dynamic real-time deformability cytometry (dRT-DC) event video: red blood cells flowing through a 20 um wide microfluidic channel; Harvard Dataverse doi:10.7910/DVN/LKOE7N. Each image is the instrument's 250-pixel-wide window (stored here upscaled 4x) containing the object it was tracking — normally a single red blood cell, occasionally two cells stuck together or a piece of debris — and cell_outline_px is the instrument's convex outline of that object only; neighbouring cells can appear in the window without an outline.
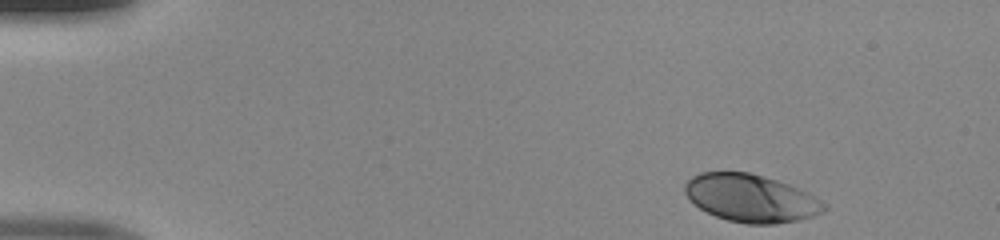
{"species": "human", "species_latin": "Homo sapiens", "temperature_condition": "room temperature", "stored_images_in_passage": 44, "camera_frame_rate_fps": 3000, "um_per_image_px": 0.085, "donor": {"sex": "male"}, "frame": {"image": 1, "passage_image": 1, "time_ms": 0.0, "image_size_px": [1000, 240], "cell_outline_px": [[828, 208], [824, 212], [812, 216], [796, 220], [776, 224], [748, 224], [728, 220], [716, 216], [700, 208], [688, 200], [684, 192], [684, 184], [692, 176], [700, 172], [748, 172], [764, 176], [788, 184], [808, 192], [828, 204]], "centroid_in_image_um": [63.83, 16.84], "position_along_channel_um": 21.2, "area_um2": 38.84}}
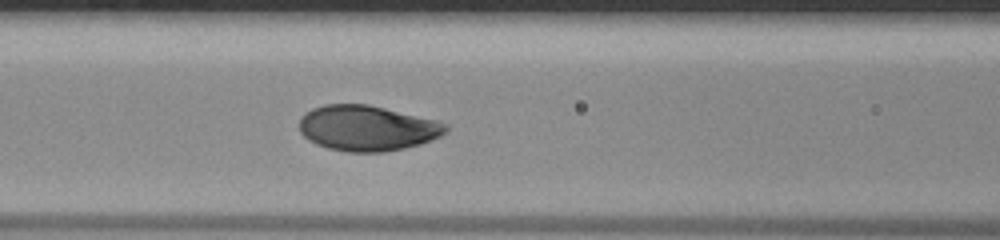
{"frame": {"image": 2, "passage_image": 17, "time_ms": 5.333, "image_size_px": [1000, 240], "cell_outline_px": [[448, 132], [440, 136], [420, 144], [404, 148], [384, 152], [348, 152], [328, 148], [316, 144], [308, 140], [300, 132], [300, 116], [304, 112], [312, 108], [324, 104], [368, 104], [440, 120], [448, 124]], "centroid_in_image_um": [31.23, 10.88], "position_along_channel_um": 135.4, "area_um2": 39.25}}
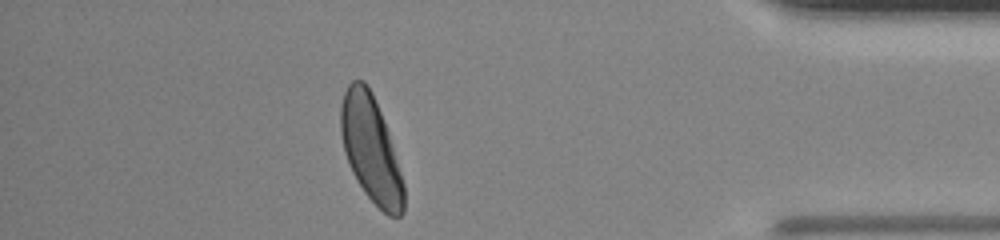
{"frame": {"image": 3, "passage_image": 39, "time_ms": 12.667, "image_size_px": [1000, 240], "cell_outline_px": [[404, 212], [400, 216], [388, 216], [364, 192], [352, 172], [348, 164], [344, 152], [340, 132], [340, 104], [344, 92], [348, 84], [352, 80], [364, 80], [372, 92], [388, 132], [404, 184]], "centroid_in_image_um": [31.5, 12.66], "position_along_channel_um": 403.7, "area_um2": 38.73}}